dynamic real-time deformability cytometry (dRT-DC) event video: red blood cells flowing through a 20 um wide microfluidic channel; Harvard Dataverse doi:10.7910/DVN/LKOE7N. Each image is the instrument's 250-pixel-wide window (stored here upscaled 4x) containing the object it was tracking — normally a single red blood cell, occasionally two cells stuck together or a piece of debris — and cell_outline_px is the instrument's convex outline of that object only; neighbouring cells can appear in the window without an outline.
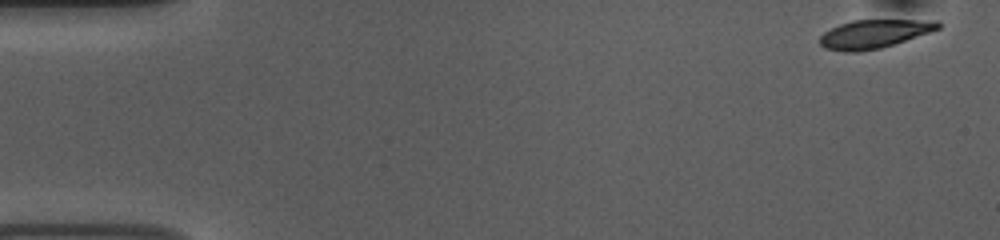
{"species": "common noctule bat (a hibernating species)", "species_latin": "Nyctalus noctula", "temperature_condition": "room temperature", "stored_images_in_passage": 52, "camera_frame_rate_fps": 3000, "um_per_image_px": 0.085, "animal": {"sex": "female", "body_mass_g": 10.0, "forearm_length_mm": 53.1}, "frame": {"image": 1, "passage_image": 1, "time_ms": 0.0, "image_size_px": [1000, 240], "cell_outline_px": [[944, 24], [940, 28], [880, 48], [856, 52], [844, 52], [824, 48], [820, 44], [820, 36], [824, 32], [840, 24], [852, 20], [940, 20]], "centroid_in_image_um": [74.29, 2.87], "position_along_channel_um": 10.7, "area_um2": 19.48}}
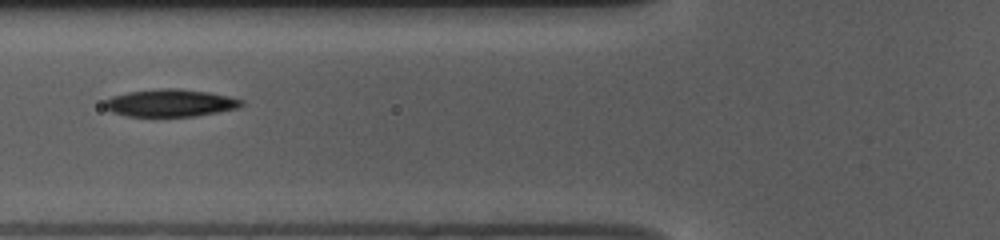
{"frame": {"image": 2, "passage_image": 19, "time_ms": 6.0, "image_size_px": [1000, 240], "cell_outline_px": [[244, 104], [240, 108], [196, 116], [128, 116], [112, 112], [104, 108], [104, 100], [112, 96], [128, 92], [160, 88], [176, 88], [208, 92], [228, 96], [244, 100]], "centroid_in_image_um": [14.49, 8.75], "position_along_channel_um": 111.3, "area_um2": 21.96}}
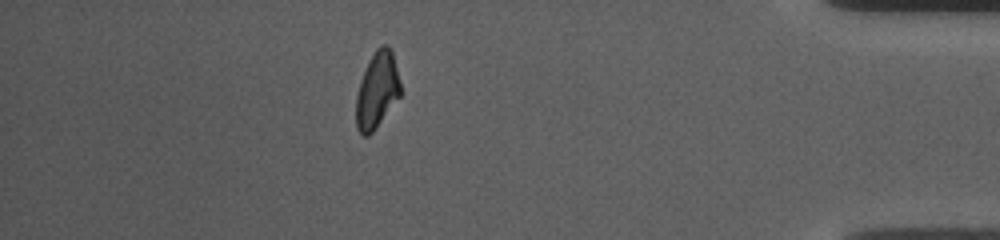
{"frame": {"image": 3, "passage_image": 46, "time_ms": 15.0, "image_size_px": [1000, 240], "cell_outline_px": [[400, 96], [376, 128], [368, 136], [364, 136], [356, 128], [356, 96], [360, 80], [368, 60], [376, 48], [380, 44], [388, 44], [392, 48], [400, 80]], "centroid_in_image_um": [32.05, 7.62], "position_along_channel_um": 403.1, "area_um2": 20.0}, "authors_computed_cell_mechanics": {"area_um2": 20.6635, "velocity_mm_per_s": 3.7235, "shape_relaxation_time_tau1_ms": 3.6503, "shape_relaxation_time_tau2_ms": 5.0337, "deformation_change_tau1": 0.1299, "deformation_change_tau2": 0.122}}